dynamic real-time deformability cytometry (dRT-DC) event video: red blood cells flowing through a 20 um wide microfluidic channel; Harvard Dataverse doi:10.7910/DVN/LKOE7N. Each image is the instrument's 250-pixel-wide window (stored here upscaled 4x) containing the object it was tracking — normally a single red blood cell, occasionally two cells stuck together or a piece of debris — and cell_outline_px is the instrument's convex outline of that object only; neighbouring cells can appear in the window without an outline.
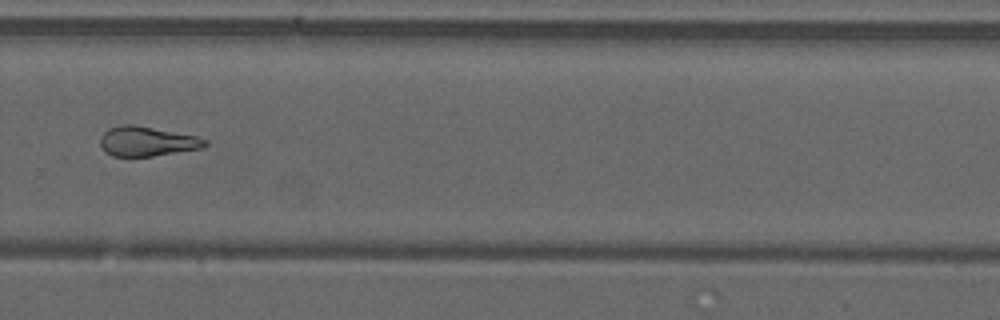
{"species": "common noctule bat (a hibernating species)", "species_latin": "Nyctalus noctula", "temperature_condition": "warm", "stored_images_in_passage": 29, "camera_frame_rate_fps": 3000, "um_per_image_px": 0.085, "animal": {"sex": "male", "forearm_length_mm": 52.5}, "frame": {"image": 1, "passage_image": 21, "time_ms": 6.667, "image_size_px": [1000, 320], "cell_outline_px": [[208, 144], [204, 148], [152, 156], [112, 156], [104, 152], [100, 144], [100, 136], [108, 128], [120, 124], [132, 124], [196, 136], [208, 140]], "centroid_in_image_um": [12.47, 12.01], "position_along_channel_um": 317.3, "area_um2": 18.21}, "authors_computed_cell_mechanics": {"area_um2": 18.3804, "velocity_mm_per_s": 4.2271, "shape_relaxation_time_tau1_ms": null, "shape_relaxation_time_tau2_ms": 4.5671, "deformation_change_tau1": null, "deformation_change_tau2": 0.1551}}